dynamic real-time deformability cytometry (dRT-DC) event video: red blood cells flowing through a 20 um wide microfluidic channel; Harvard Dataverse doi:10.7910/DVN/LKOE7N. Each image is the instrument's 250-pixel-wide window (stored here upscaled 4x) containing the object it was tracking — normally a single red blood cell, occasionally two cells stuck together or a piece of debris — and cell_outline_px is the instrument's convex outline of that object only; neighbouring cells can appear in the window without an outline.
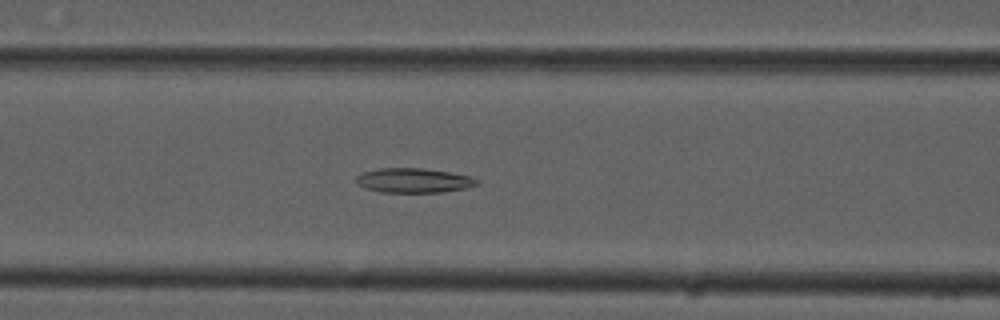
{"species": "common noctule bat (a hibernating species)", "species_latin": "Nyctalus noctula", "temperature_condition": "cold", "stored_images_in_passage": 53, "camera_frame_rate_fps": 3000, "um_per_image_px": 0.085, "animal": {"sex": "male", "forearm_length_mm": 52.5}, "frame": {"image": 1, "passage_image": 21, "time_ms": 6.667, "image_size_px": [1000, 320], "cell_outline_px": [[480, 184], [468, 188], [444, 192], [380, 192], [364, 188], [356, 184], [356, 176], [364, 172], [380, 168], [424, 168], [472, 176], [480, 180]], "centroid_in_image_um": [35.2, 15.34], "position_along_channel_um": 131.4, "area_um2": 17.51}}
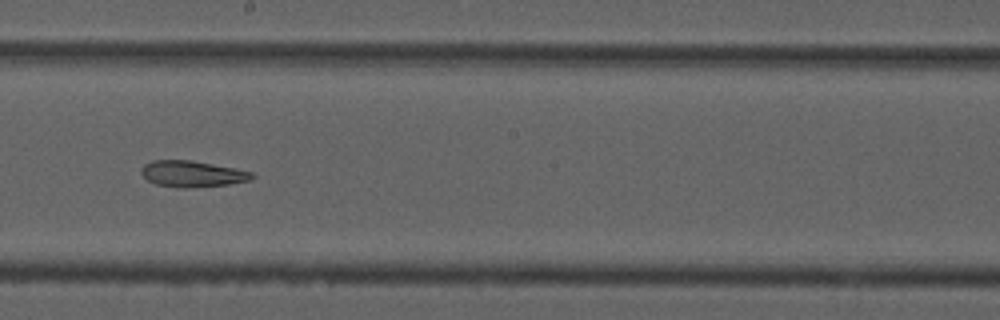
{"frame": {"image": 2, "passage_image": 29, "time_ms": 9.333, "image_size_px": [1000, 320], "cell_outline_px": [[256, 176], [248, 180], [228, 184], [184, 188], [156, 184], [148, 180], [140, 172], [140, 168], [144, 164], [152, 160], [192, 160], [236, 168], [252, 172]], "centroid_in_image_um": [16.32, 14.76], "position_along_channel_um": 231.9, "area_um2": 16.82}}
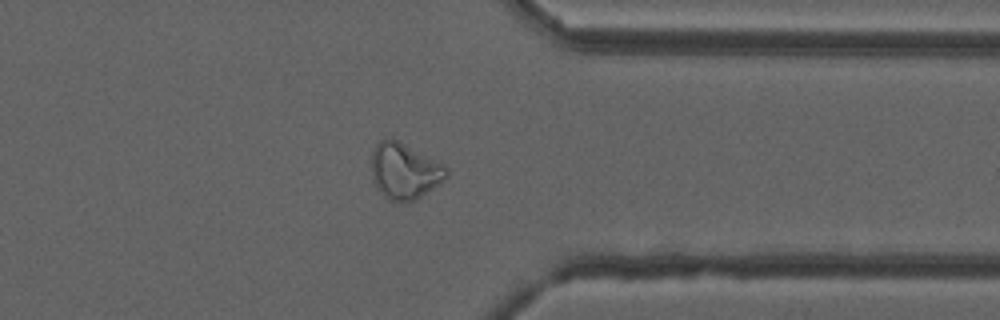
{"frame": {"image": 3, "passage_image": 41, "time_ms": 13.333, "image_size_px": [1000, 320], "cell_outline_px": [[448, 176], [444, 180], [420, 196], [412, 200], [388, 200], [376, 188], [372, 176], [372, 152], [376, 144], [384, 136], [392, 136], [444, 164], [448, 168]], "centroid_in_image_um": [34.37, 14.47], "position_along_channel_um": 377.0, "area_um2": 24.57}}